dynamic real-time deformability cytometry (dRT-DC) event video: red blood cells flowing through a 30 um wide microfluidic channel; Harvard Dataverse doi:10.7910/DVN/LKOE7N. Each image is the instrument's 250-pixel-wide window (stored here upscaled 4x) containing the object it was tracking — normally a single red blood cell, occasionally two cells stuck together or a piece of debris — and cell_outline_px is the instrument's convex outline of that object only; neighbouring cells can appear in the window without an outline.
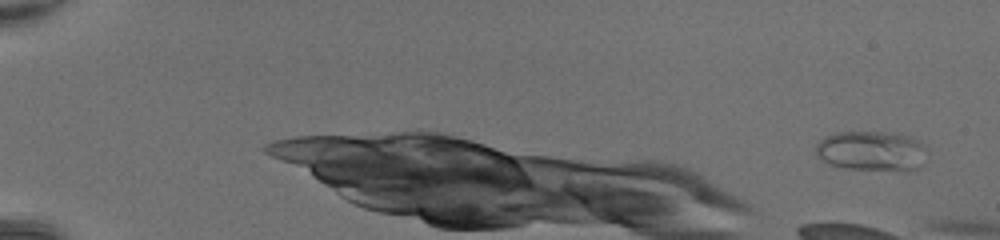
{"species": "common noctule bat (a hibernating species)", "species_latin": "Nyctalus noctula", "temperature_condition": "room temperature", "stored_images_in_passage": 14, "camera_frame_rate_fps": 3000, "um_per_image_px": 0.085, "animal": {"sex": "female", "body_mass_g": 20.0, "forearm_length_mm": 54.0}, "frame": {"image": 1, "passage_image": 3, "time_ms": 0.667, "image_size_px": [1000, 240], "cell_outline_px": [[924, 148], [920, 164], [916, 168], [908, 172], [844, 168], [828, 164], [816, 156], [816, 144], [824, 136], [836, 132], [896, 132], [912, 136], [924, 144]], "centroid_in_image_um": [74.05, 12.83], "position_along_channel_um": 11.0, "area_um2": 26.24}}